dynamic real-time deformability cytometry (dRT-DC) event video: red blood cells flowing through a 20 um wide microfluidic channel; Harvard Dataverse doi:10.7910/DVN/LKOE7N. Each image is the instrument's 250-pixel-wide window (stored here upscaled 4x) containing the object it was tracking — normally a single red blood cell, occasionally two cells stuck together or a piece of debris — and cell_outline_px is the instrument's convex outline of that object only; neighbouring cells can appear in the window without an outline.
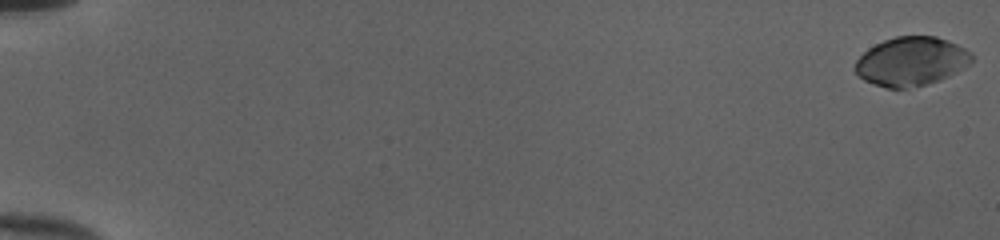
{"species": "human", "species_latin": "Homo sapiens", "temperature_condition": "cold", "stored_images_in_passage": 53, "camera_frame_rate_fps": 3000, "um_per_image_px": 0.085, "donor": {"sex": "female"}, "frame": {"image": 1, "passage_image": 1, "time_ms": 0.0, "image_size_px": [1000, 240], "cell_outline_px": [[972, 60], [964, 68], [940, 80], [924, 84], [904, 88], [888, 88], [864, 80], [856, 72], [856, 60], [868, 48], [884, 40], [896, 36], [936, 36], [948, 40], [972, 52]], "centroid_in_image_um": [77.47, 5.2], "position_along_channel_um": 7.5, "area_um2": 32.83}}
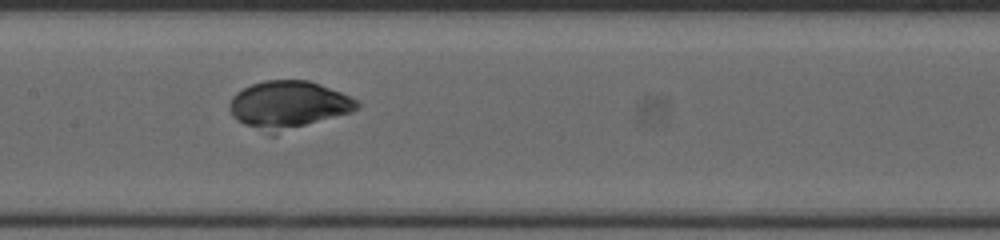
{"frame": {"image": 2, "passage_image": 29, "time_ms": 9.333, "image_size_px": [1000, 240], "cell_outline_px": [[360, 108], [352, 112], [276, 136], [272, 136], [244, 124], [236, 120], [232, 116], [228, 104], [232, 96], [236, 92], [252, 84], [264, 80], [308, 80], [320, 84], [340, 92], [356, 100], [360, 104]], "centroid_in_image_um": [24.5, 8.95], "position_along_channel_um": 182.9, "area_um2": 36.13}}
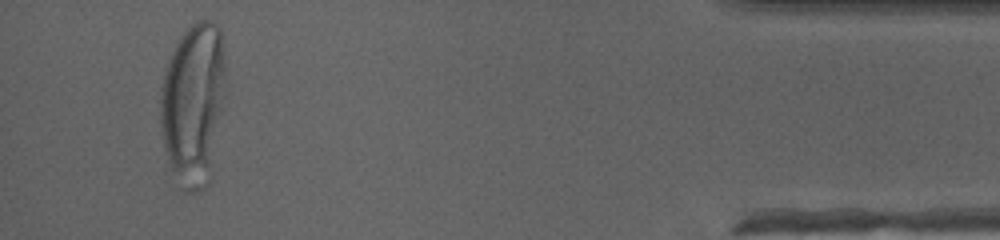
{"frame": {"image": 3, "passage_image": 51, "time_ms": 16.667, "image_size_px": [1000, 240], "cell_outline_px": [[228, 88], [208, 164], [180, 168], [172, 168], [164, 148], [160, 120], [160, 88], [164, 68], [176, 44], [184, 32], [196, 20], [212, 20], [220, 28], [224, 56]], "centroid_in_image_um": [16.43, 8.09], "position_along_channel_um": 418.8, "area_um2": 55.95}}